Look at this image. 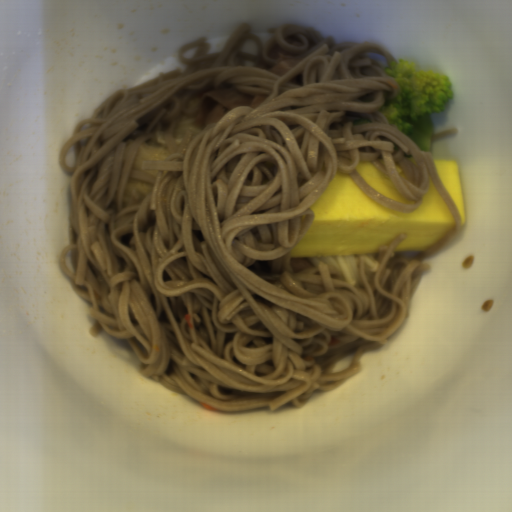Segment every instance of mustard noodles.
Returning a JSON list of instances; mask_svg holds the SVG:
<instances>
[{
    "mask_svg": "<svg viewBox=\"0 0 512 512\" xmlns=\"http://www.w3.org/2000/svg\"><path fill=\"white\" fill-rule=\"evenodd\" d=\"M266 34L273 36L262 43L242 22L220 52L208 53L203 35L184 44L177 57L185 72L160 70L114 91L72 127L59 152L72 173L76 233L59 267L92 306L87 334L103 329L126 340L143 377L221 413L302 408L315 390L359 375L363 353L384 346L408 317L412 291L431 268L423 261L462 226L430 151L379 111L401 92L385 70L398 62L390 51L336 43L301 23ZM276 44L302 58L282 78L267 71ZM231 86L268 97L259 109L236 107L185 134L176 147L178 117L194 118L201 95ZM160 129L167 157L143 163L157 170L154 178L132 164ZM362 162L416 203L372 188L356 170ZM338 172L400 213L420 207L430 174L456 226L416 257L394 252L406 233L380 245L370 279L361 262V288L312 258H290L314 222L309 208ZM133 178L153 191L121 202Z\"/></svg>",
    "mask_w": 512,
    "mask_h": 512,
    "instance_id": "mustard-noodles-1",
    "label": "mustard noodles"
},
{
    "mask_svg": "<svg viewBox=\"0 0 512 512\" xmlns=\"http://www.w3.org/2000/svg\"><path fill=\"white\" fill-rule=\"evenodd\" d=\"M458 133H459L458 128H453V129H450V130H447V131L435 133V134H432L431 142L432 141L443 140V139H449V138H451L453 136L458 135Z\"/></svg>",
    "mask_w": 512,
    "mask_h": 512,
    "instance_id": "mustard-noodles-2",
    "label": "mustard noodles"
}]
</instances>
